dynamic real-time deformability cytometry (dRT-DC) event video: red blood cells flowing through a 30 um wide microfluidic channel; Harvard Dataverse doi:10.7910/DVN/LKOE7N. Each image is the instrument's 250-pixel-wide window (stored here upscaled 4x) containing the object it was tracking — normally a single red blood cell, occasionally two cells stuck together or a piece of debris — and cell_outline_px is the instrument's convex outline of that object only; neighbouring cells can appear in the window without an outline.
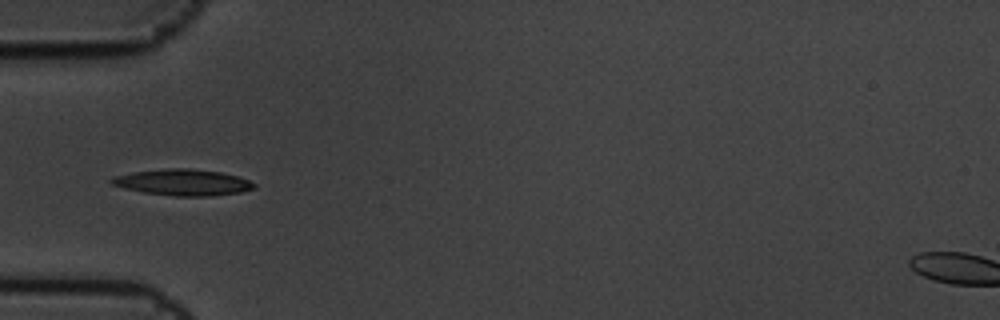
{"species": "common noctule bat (a hibernating species)", "species_latin": "Nyctalus noctula", "temperature_condition": "cold", "stored_images_in_passage": 8, "camera_frame_rate_fps": 3000, "um_per_image_px": 0.085, "animal": {"sex": "male", "body_mass_g": 19.5, "forearm_length_mm": 54.6}, "frame": {"image": 1, "passage_image": 5, "time_ms": 1.333, "image_size_px": [1000, 320], "cell_outline_px": [[256, 184], [252, 188], [240, 192], [208, 196], [176, 196], [144, 192], [124, 188], [112, 184], [108, 180], [112, 176], [132, 172], [168, 168], [192, 168], [220, 172], [236, 176], [248, 180]], "centroid_in_image_um": [15.49, 15.49], "position_along_channel_um": 69.5, "area_um2": 21.62}}
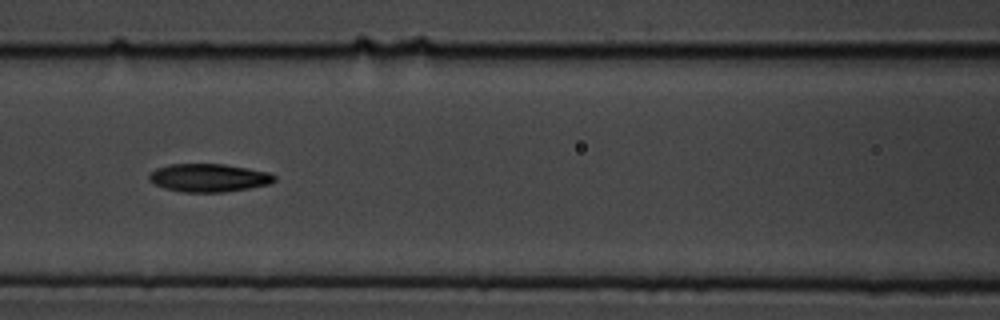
{"frame": {"image": 2, "passage_image": 7, "time_ms": 2.0, "image_size_px": [1000, 320], "cell_outline_px": [[276, 180], [268, 184], [248, 188], [224, 192], [184, 192], [164, 188], [148, 180], [148, 176], [156, 168], [168, 164], [224, 164], [248, 168], [268, 172], [276, 176]], "centroid_in_image_um": [17.73, 15.11], "position_along_channel_um": 148.9, "area_um2": 20.46}}
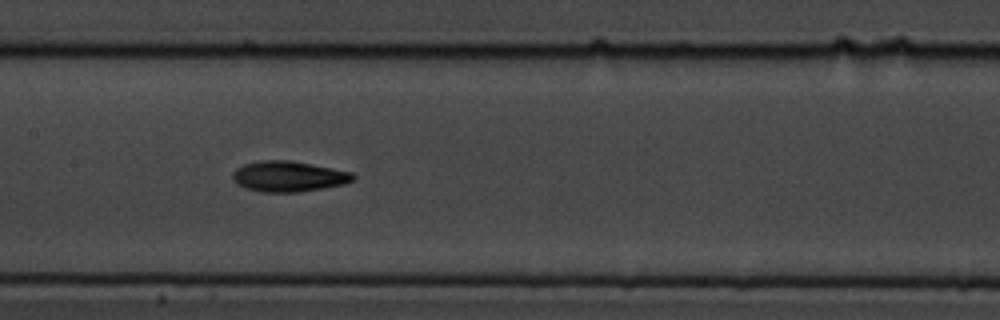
{"frame": {"image": 3, "passage_image": 8, "time_ms": 2.333, "image_size_px": [1000, 320], "cell_outline_px": [[356, 180], [344, 184], [324, 188], [296, 192], [260, 192], [244, 188], [236, 184], [232, 180], [232, 172], [236, 168], [244, 164], [260, 160], [288, 160], [352, 172], [356, 176]], "centroid_in_image_um": [24.5, 15.0], "position_along_channel_um": 182.9, "area_um2": 21.62}}